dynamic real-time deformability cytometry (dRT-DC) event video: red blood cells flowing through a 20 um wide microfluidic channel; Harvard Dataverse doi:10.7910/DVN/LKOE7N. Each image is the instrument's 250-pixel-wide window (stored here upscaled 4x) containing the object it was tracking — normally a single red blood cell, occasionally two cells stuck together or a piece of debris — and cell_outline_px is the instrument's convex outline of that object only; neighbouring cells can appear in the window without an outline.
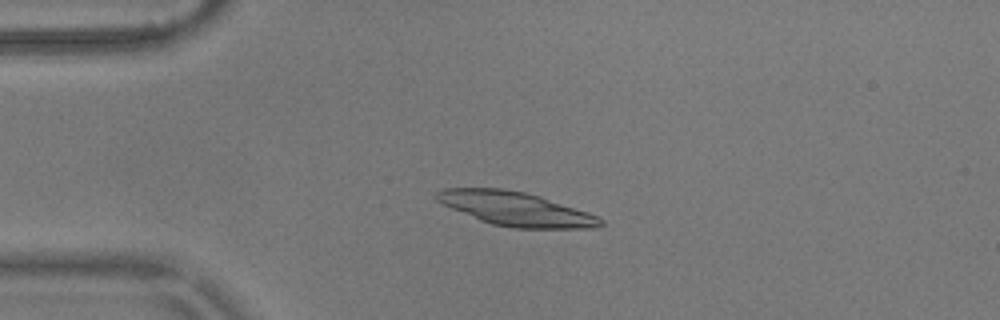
{"species": "common noctule bat (a hibernating species)", "species_latin": "Nyctalus noctula", "temperature_condition": "warm", "stored_images_in_passage": 4, "camera_frame_rate_fps": 3000, "um_per_image_px": 0.085, "animal": {"sex": "male", "body_mass_g": 17.9}, "frame": {"image": 1, "passage_image": 3, "time_ms": 0.667, "image_size_px": [1000, 320], "cell_outline_px": [[604, 224], [596, 228], [512, 228], [492, 224], [480, 220], [452, 208], [436, 200], [436, 192], [444, 188], [500, 188], [524, 192], [540, 196], [588, 212], [604, 220]], "centroid_in_image_um": [43.87, 17.76], "position_along_channel_um": 41.1, "area_um2": 32.08}}